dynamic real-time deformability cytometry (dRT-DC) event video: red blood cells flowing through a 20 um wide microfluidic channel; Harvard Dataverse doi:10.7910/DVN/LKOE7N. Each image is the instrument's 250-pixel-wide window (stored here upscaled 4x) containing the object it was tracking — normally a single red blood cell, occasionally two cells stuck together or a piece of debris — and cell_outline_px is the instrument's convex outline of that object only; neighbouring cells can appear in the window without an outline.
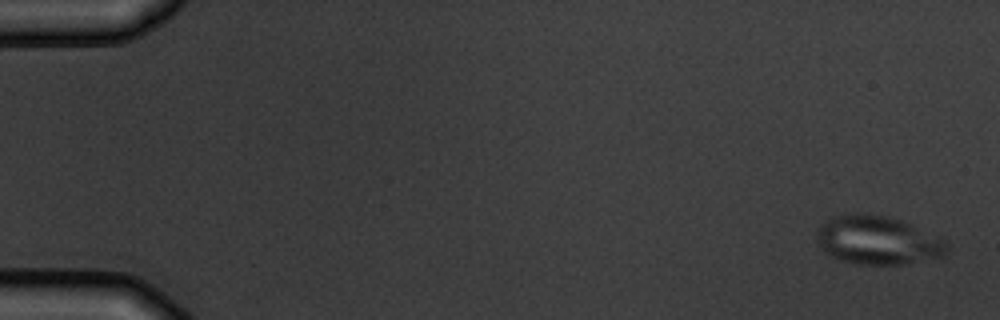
{"species": "common noctule bat (a hibernating species)", "species_latin": "Nyctalus noctula", "temperature_condition": "warm", "stored_images_in_passage": 5, "camera_frame_rate_fps": 3000, "um_per_image_px": 0.085, "animal": {"sex": "male", "body_mass_g": 19.5, "forearm_length_mm": 54.6}, "frame": {"image": 1, "passage_image": 1, "time_ms": 0.0, "image_size_px": [1000, 320], "cell_outline_px": [[948, 248], [940, 256], [904, 264], [856, 264], [840, 260], [828, 256], [824, 252], [816, 240], [816, 228], [820, 224], [832, 216], [852, 212], [860, 212], [888, 216], [912, 224], [944, 240], [948, 244]], "centroid_in_image_um": [74.51, 20.39], "position_along_channel_um": 10.5, "area_um2": 37.11}}